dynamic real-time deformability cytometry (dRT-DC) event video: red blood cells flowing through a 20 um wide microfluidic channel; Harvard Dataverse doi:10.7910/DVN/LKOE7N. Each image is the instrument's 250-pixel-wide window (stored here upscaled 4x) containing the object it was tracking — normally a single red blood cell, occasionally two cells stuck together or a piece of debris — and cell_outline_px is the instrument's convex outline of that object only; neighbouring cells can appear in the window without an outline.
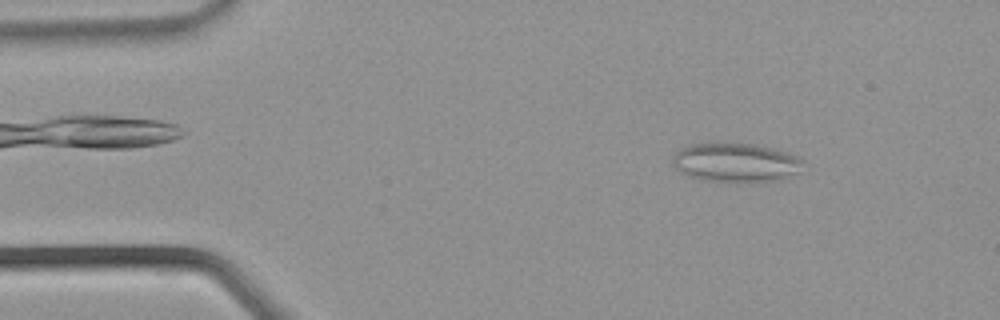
{"species": "common noctule bat (a hibernating species)", "species_latin": "Nyctalus noctula", "temperature_condition": "warm", "stored_images_in_passage": 36, "camera_frame_rate_fps": 3000, "um_per_image_px": 0.085, "animal": {"sex": "male", "body_mass_g": 21.5, "forearm_length_mm": 52.0}, "frame": {"image": 1, "passage_image": 4, "time_ms": 1.0, "image_size_px": [1000, 320], "cell_outline_px": [[804, 160], [800, 172], [776, 180], [740, 184], [704, 180], [680, 172], [676, 168], [672, 160], [672, 156], [676, 152], [692, 144], [752, 144], [784, 152]], "centroid_in_image_um": [62.54, 13.86], "position_along_channel_um": 22.5, "area_um2": 29.42}}
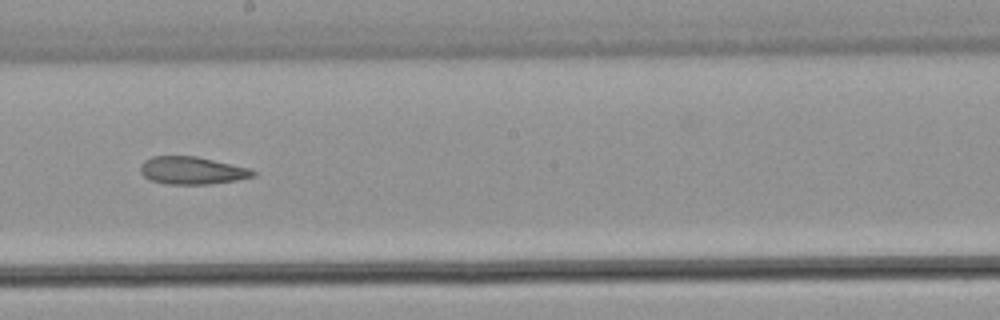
{"frame": {"image": 2, "passage_image": 19, "time_ms": 6.0, "image_size_px": [1000, 320], "cell_outline_px": [[256, 176], [236, 180], [208, 184], [164, 184], [152, 180], [144, 176], [140, 172], [140, 168], [144, 160], [152, 156], [196, 156], [248, 168], [256, 172]], "centroid_in_image_um": [16.3, 14.49], "position_along_channel_um": 231.9, "area_um2": 17.98}}
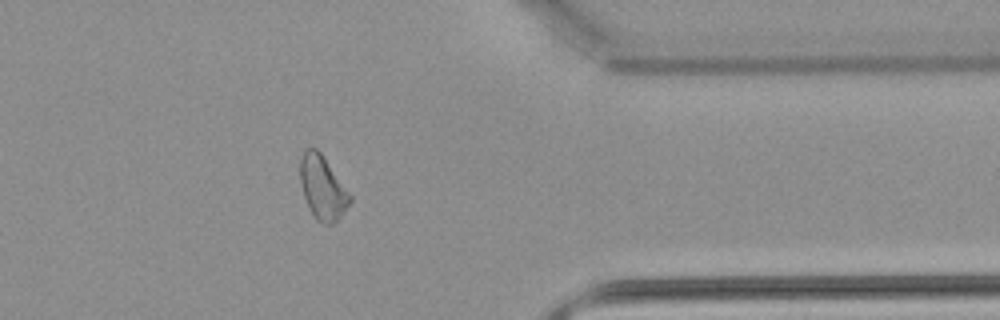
{"frame": {"image": 3, "passage_image": 28, "time_ms": 9.0, "image_size_px": [1000, 320], "cell_outline_px": [[352, 200], [344, 212], [332, 224], [320, 224], [316, 220], [304, 196], [300, 180], [300, 160], [304, 152], [308, 148], [316, 148], [324, 156], [352, 196]], "centroid_in_image_um": [27.43, 15.95], "position_along_channel_um": 384.0, "area_um2": 18.32}}